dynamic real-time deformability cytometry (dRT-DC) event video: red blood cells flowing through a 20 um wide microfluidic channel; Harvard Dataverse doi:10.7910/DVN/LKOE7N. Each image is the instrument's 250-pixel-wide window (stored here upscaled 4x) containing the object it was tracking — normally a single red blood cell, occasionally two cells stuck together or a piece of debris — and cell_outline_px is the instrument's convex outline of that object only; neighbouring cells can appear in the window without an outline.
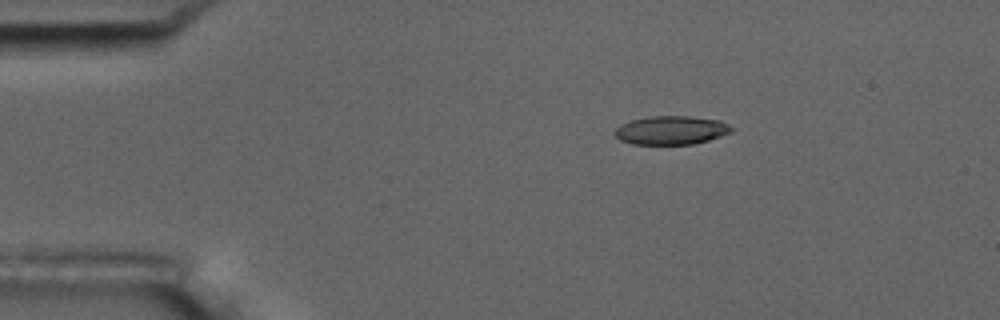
{"species": "common noctule bat (a hibernating species)", "species_latin": "Nyctalus noctula", "temperature_condition": "room temperature", "stored_images_in_passage": 6, "camera_frame_rate_fps": 3000, "um_per_image_px": 0.085, "animal": {"sex": "male", "body_mass_g": 17.5, "forearm_length_mm": 52.3}, "frame": {"image": 1, "passage_image": 3, "time_ms": 2.333, "image_size_px": [1000, 320], "cell_outline_px": [[736, 128], [732, 132], [708, 140], [692, 144], [632, 144], [620, 140], [612, 132], [620, 124], [632, 120], [648, 116], [688, 116], [720, 120]], "centroid_in_image_um": [57.05, 11.06], "position_along_channel_um": 27.9, "area_um2": 19.59}}
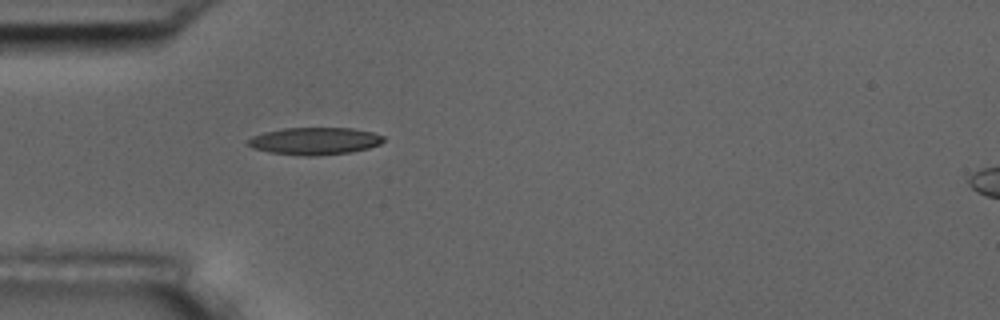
{"frame": {"image": 2, "passage_image": 5, "time_ms": 4.667, "image_size_px": [1000, 320], "cell_outline_px": [[384, 140], [380, 144], [368, 148], [352, 152], [312, 156], [304, 156], [268, 152], [252, 148], [248, 144], [248, 140], [252, 136], [264, 132], [284, 128], [352, 128], [372, 132], [384, 136]], "centroid_in_image_um": [26.75, 11.99], "position_along_channel_um": 58.3, "area_um2": 21.56}}